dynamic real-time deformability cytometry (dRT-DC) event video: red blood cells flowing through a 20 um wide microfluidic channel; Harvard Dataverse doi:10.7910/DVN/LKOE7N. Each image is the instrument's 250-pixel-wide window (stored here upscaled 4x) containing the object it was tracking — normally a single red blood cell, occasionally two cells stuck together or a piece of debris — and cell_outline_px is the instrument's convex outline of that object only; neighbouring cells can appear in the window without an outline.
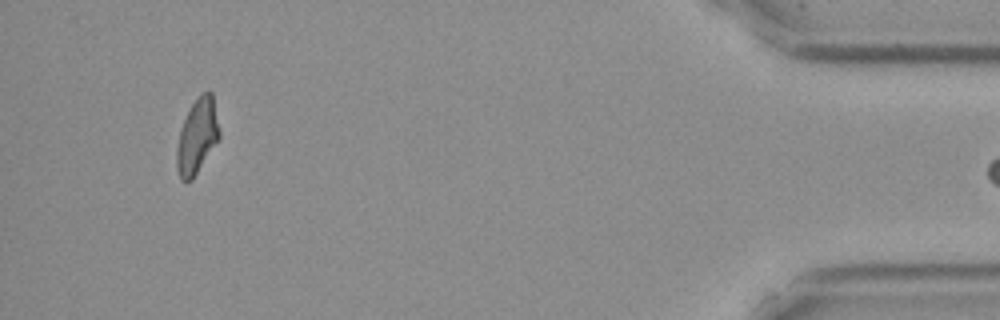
{"species": "Egyptian fruit bat (a non-hibernating species)", "species_latin": "Rousettus aegyptiacus", "temperature_condition": "cold", "stored_images_in_passage": 14, "camera_frame_rate_fps": 3000, "um_per_image_px": 0.085, "frame": {"image": 1, "passage_image": 14, "time_ms": 4.333, "image_size_px": [1000, 320], "cell_outline_px": [[220, 136], [192, 180], [180, 180], [176, 168], [176, 148], [180, 128], [192, 104], [200, 92], [208, 88], [212, 92], [220, 132]], "centroid_in_image_um": [16.74, 11.54], "position_along_channel_um": 418.5, "area_um2": 18.61}}